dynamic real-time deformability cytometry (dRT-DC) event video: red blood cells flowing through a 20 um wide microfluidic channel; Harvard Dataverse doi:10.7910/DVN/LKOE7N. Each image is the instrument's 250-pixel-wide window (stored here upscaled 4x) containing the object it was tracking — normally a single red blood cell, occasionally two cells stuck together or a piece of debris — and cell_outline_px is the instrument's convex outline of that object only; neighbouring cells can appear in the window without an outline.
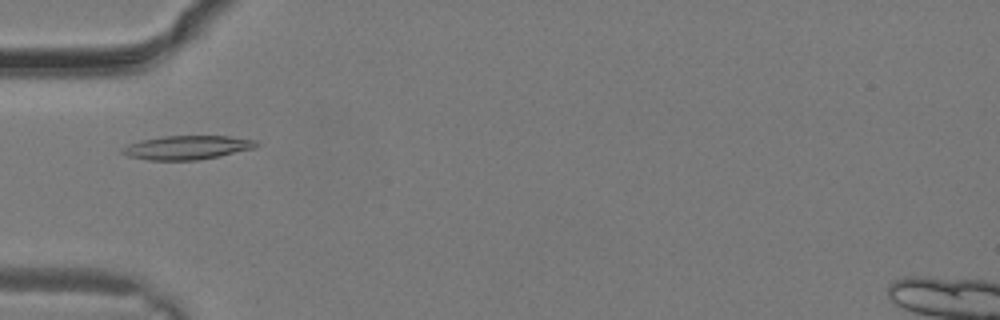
{"species": "common noctule bat (a hibernating species)", "species_latin": "Nyctalus noctula", "temperature_condition": "warm", "stored_images_in_passage": 4, "camera_frame_rate_fps": 3000, "um_per_image_px": 0.085, "animal": {"sex": "male", "body_mass_g": 19.2, "forearm_length_mm": 51.8}, "frame": {"image": 1, "passage_image": 1, "time_ms": 0.0, "image_size_px": [1000, 320], "cell_outline_px": [[260, 144], [256, 148], [220, 156], [196, 160], [148, 160], [128, 156], [120, 152], [120, 148], [128, 144], [140, 140], [160, 136], [228, 136], [256, 140]], "centroid_in_image_um": [15.89, 12.53], "position_along_channel_um": 69.1, "area_um2": 18.84}}
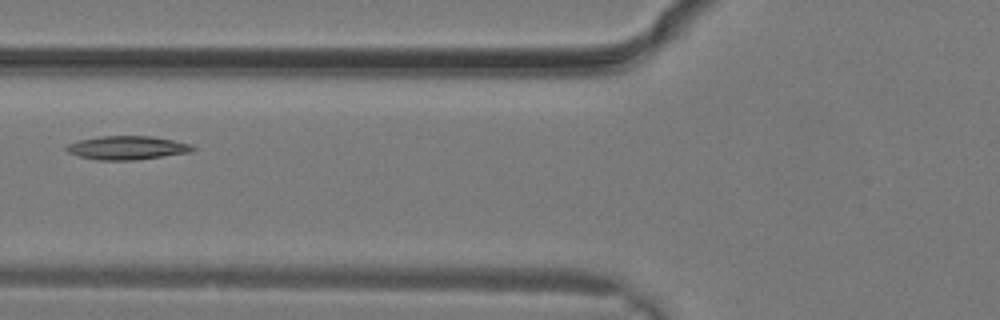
{"frame": {"image": 2, "passage_image": 3, "time_ms": 0.667, "image_size_px": [1000, 320], "cell_outline_px": [[196, 148], [188, 152], [136, 160], [96, 160], [80, 156], [68, 152], [64, 148], [68, 144], [80, 140], [100, 136], [152, 136], [192, 144]], "centroid_in_image_um": [10.79, 12.56], "position_along_channel_um": 115.0, "area_um2": 17.22}}